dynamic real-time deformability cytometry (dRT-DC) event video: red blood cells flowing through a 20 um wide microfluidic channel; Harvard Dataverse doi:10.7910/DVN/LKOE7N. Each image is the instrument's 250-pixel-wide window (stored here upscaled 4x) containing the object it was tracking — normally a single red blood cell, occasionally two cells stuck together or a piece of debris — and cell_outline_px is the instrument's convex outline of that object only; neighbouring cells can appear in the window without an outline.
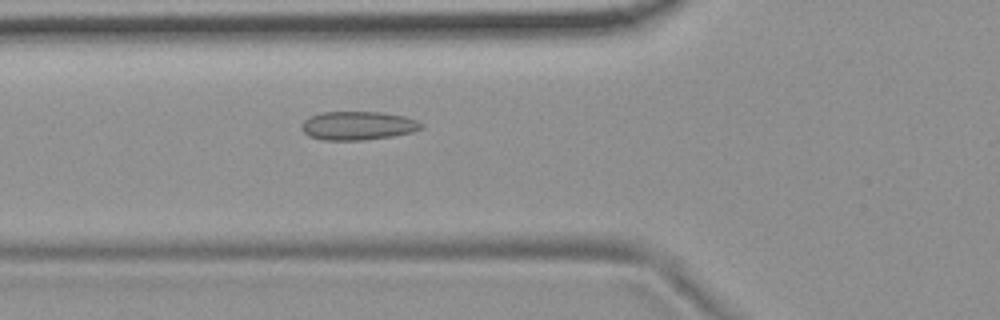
{"species": "common noctule bat (a hibernating species)", "species_latin": "Nyctalus noctula", "temperature_condition": "room temperature", "stored_images_in_passage": 55, "camera_frame_rate_fps": 3000, "um_per_image_px": 0.085, "animal": {"sex": "female", "body_mass_g": 19.9}, "frame": {"image": 1, "passage_image": 20, "time_ms": 6.333, "image_size_px": [1000, 320], "cell_outline_px": [[424, 128], [412, 132], [392, 136], [364, 140], [324, 140], [308, 136], [300, 128], [300, 124], [308, 116], [324, 112], [384, 112], [404, 116], [416, 120], [424, 124]], "centroid_in_image_um": [30.41, 10.68], "position_along_channel_um": 95.4, "area_um2": 20.17}}
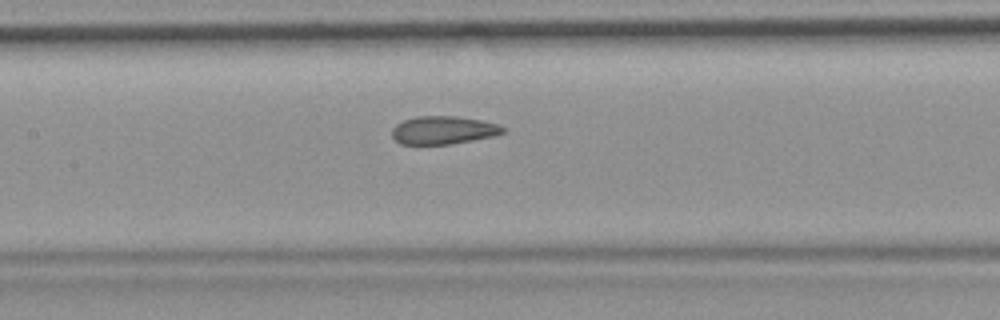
{"frame": {"image": 2, "passage_image": 26, "time_ms": 8.333, "image_size_px": [1000, 320], "cell_outline_px": [[508, 128], [504, 132], [496, 136], [448, 144], [400, 144], [392, 136], [392, 128], [396, 124], [404, 120], [416, 116], [460, 116], [480, 120], [496, 124]], "centroid_in_image_um": [37.7, 11.06], "position_along_channel_um": 169.7, "area_um2": 18.21}}
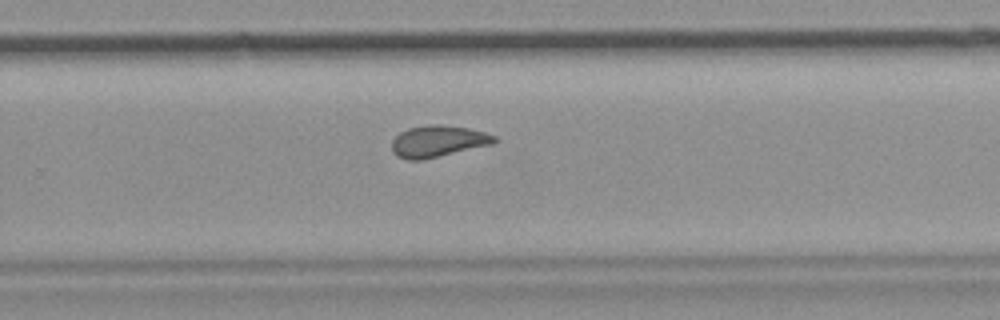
{"frame": {"image": 3, "passage_image": 36, "time_ms": 11.667, "image_size_px": [1000, 320], "cell_outline_px": [[500, 140], [492, 144], [440, 156], [420, 160], [408, 160], [396, 156], [392, 152], [392, 140], [400, 132], [408, 128], [428, 124], [440, 124], [468, 128], [484, 132], [496, 136]], "centroid_in_image_um": [37.22, 12.0], "position_along_channel_um": 292.6, "area_um2": 18.96}, "authors_computed_cell_mechanics": {"area_um2": 19.5364, "velocity_mm_per_s": 3.7053, "shape_relaxation_time_tau1_ms": null, "shape_relaxation_time_tau2_ms": 2.4898, "deformation_change_tau1": null, "deformation_change_tau2": 0.0641}}